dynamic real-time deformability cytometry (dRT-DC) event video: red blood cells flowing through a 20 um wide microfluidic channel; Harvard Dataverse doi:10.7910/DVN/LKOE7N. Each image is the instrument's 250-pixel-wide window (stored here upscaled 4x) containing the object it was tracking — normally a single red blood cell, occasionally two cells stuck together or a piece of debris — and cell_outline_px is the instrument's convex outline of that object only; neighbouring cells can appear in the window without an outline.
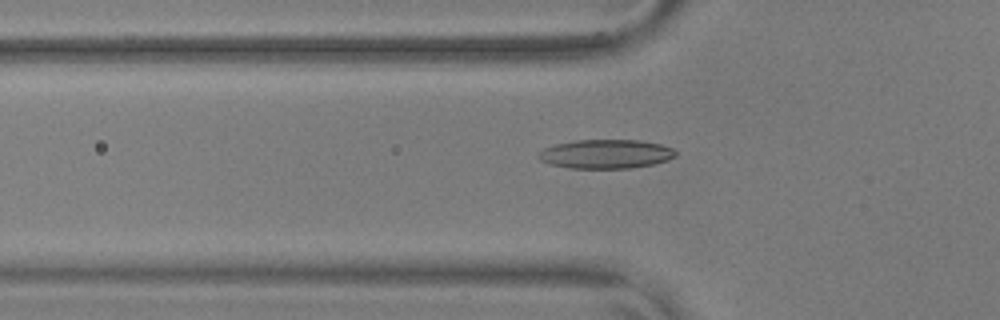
{"species": "common noctule bat (a hibernating species)", "species_latin": "Nyctalus noctula", "temperature_condition": "warm", "stored_images_in_passage": 50, "camera_frame_rate_fps": 3000, "um_per_image_px": 0.085, "animal": {"sex": "male", "body_mass_g": 17.9, "forearm_length_mm": 54.2}, "frame": {"image": 1, "passage_image": 19, "time_ms": 6.0, "image_size_px": [1000, 320], "cell_outline_px": [[676, 156], [668, 160], [652, 164], [632, 168], [572, 168], [548, 164], [540, 160], [536, 156], [544, 148], [556, 144], [576, 140], [640, 140], [660, 144], [672, 148], [676, 152]], "centroid_in_image_um": [51.49, 13.09], "position_along_channel_um": 74.3, "area_um2": 23.18}}
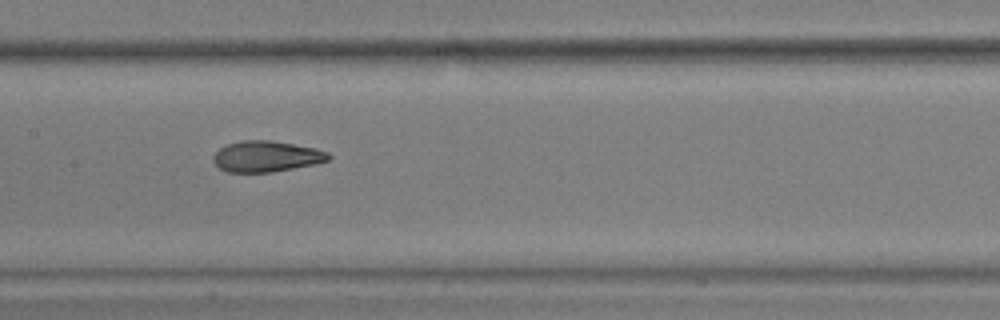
{"frame": {"image": 2, "passage_image": 28, "time_ms": 9.0, "image_size_px": [1000, 320], "cell_outline_px": [[332, 156], [328, 160], [316, 164], [272, 172], [224, 172], [212, 160], [212, 156], [220, 148], [228, 144], [240, 140], [272, 140], [316, 148], [328, 152]], "centroid_in_image_um": [22.64, 13.29], "position_along_channel_um": 184.8, "area_um2": 20.92}}
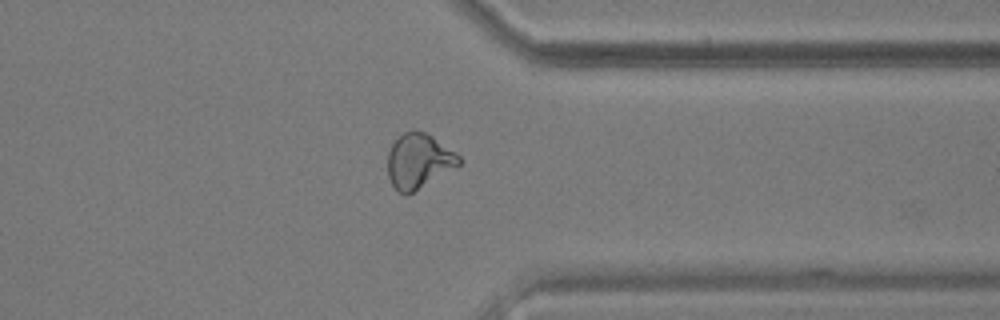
{"frame": {"image": 3, "passage_image": 44, "time_ms": 14.333, "image_size_px": [1000, 320], "cell_outline_px": [[460, 164], [408, 196], [400, 192], [392, 184], [388, 176], [388, 152], [392, 144], [404, 132], [424, 132], [432, 136], [456, 152], [460, 156]], "centroid_in_image_um": [35.59, 13.71], "position_along_channel_um": 375.8, "area_um2": 22.43}}